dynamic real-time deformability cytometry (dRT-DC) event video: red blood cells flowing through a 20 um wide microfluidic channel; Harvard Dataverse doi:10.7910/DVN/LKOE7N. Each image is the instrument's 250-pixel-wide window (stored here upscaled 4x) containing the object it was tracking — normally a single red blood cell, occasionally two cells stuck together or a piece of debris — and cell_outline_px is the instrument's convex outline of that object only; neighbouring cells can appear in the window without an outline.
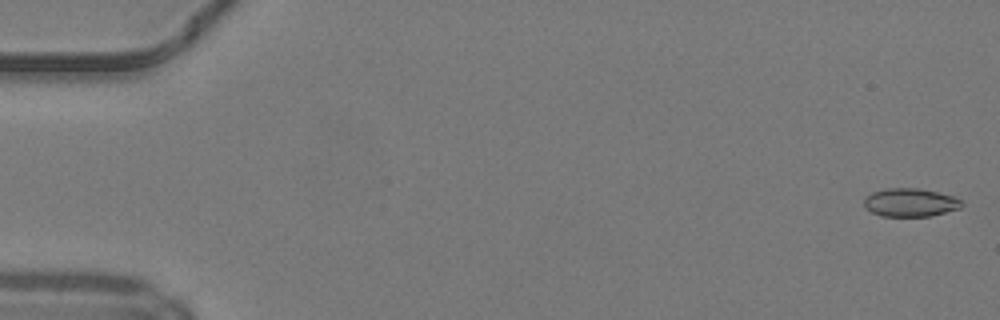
{"species": "common noctule bat (a hibernating species)", "species_latin": "Nyctalus noctula", "temperature_condition": "warm", "stored_images_in_passage": 9, "camera_frame_rate_fps": 3000, "um_per_image_px": 0.085, "animal": {"sex": "male", "body_mass_g": 19.2, "forearm_length_mm": 51.8}, "frame": {"image": 1, "passage_image": 1, "time_ms": 0.0, "image_size_px": [1000, 320], "cell_outline_px": [[964, 204], [960, 208], [932, 216], [880, 216], [864, 208], [864, 200], [872, 192], [884, 188], [916, 188], [936, 192], [952, 196], [960, 200]], "centroid_in_image_um": [77.35, 17.22], "position_along_channel_um": 7.7, "area_um2": 16.07}}